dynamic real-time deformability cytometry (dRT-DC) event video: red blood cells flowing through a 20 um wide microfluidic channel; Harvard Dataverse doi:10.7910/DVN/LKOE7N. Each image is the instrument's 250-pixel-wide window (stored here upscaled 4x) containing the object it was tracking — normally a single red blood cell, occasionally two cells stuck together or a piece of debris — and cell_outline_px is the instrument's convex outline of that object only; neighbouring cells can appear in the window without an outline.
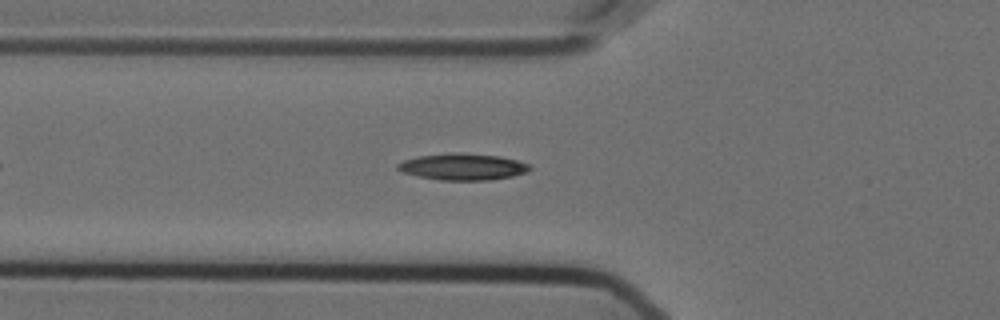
{"species": "Egyptian fruit bat (a non-hibernating species)", "species_latin": "Rousettus aegyptiacus", "temperature_condition": "cold", "stored_images_in_passage": 42, "camera_frame_rate_fps": 3000, "um_per_image_px": 0.085, "animal": {"sex": "female"}, "frame": {"image": 1, "passage_image": 9, "time_ms": 2.667, "image_size_px": [1000, 320], "cell_outline_px": [[532, 168], [528, 172], [512, 176], [492, 180], [440, 180], [416, 176], [404, 172], [396, 168], [396, 164], [404, 160], [420, 156], [452, 152], [460, 152], [500, 156], [532, 164]], "centroid_in_image_um": [39.37, 14.17], "position_along_channel_um": 86.4, "area_um2": 20.63}}
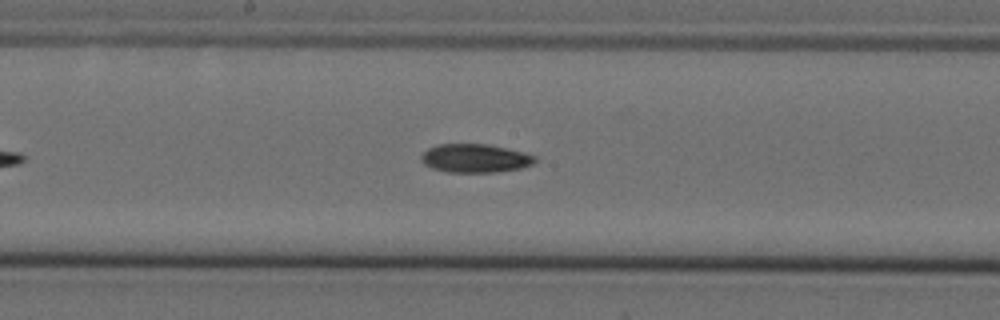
{"frame": {"image": 2, "passage_image": 19, "time_ms": 6.0, "image_size_px": [1000, 320], "cell_outline_px": [[536, 160], [532, 164], [520, 168], [496, 172], [448, 172], [432, 168], [424, 164], [420, 160], [420, 156], [428, 148], [436, 144], [488, 144], [524, 152], [536, 156]], "centroid_in_image_um": [40.36, 13.45], "position_along_channel_um": 207.8, "area_um2": 18.96}}
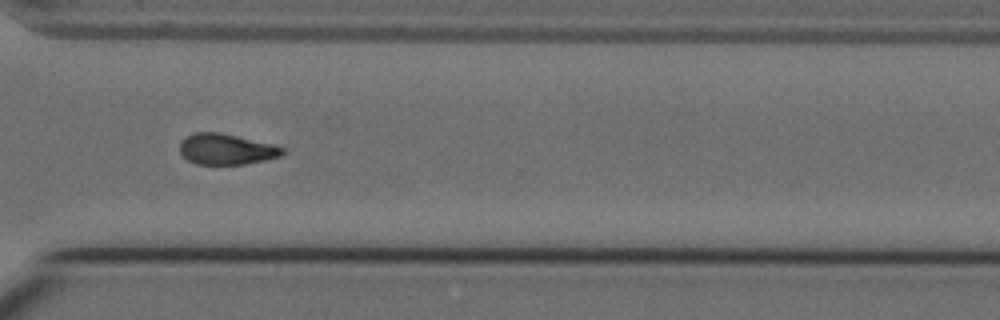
{"frame": {"image": 3, "passage_image": 31, "time_ms": 10.0, "image_size_px": [1000, 320], "cell_outline_px": [[284, 152], [280, 156], [264, 160], [244, 164], [196, 164], [188, 160], [180, 152], [180, 140], [184, 136], [196, 132], [220, 132], [276, 144], [284, 148]], "centroid_in_image_um": [19.23, 12.66], "position_along_channel_um": 351.4, "area_um2": 18.61}}